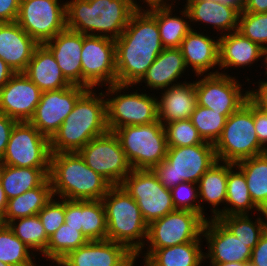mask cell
<instances>
[{
    "label": "cell",
    "mask_w": 267,
    "mask_h": 266,
    "mask_svg": "<svg viewBox=\"0 0 267 266\" xmlns=\"http://www.w3.org/2000/svg\"><path fill=\"white\" fill-rule=\"evenodd\" d=\"M115 41L117 83L136 85L164 50L156 19L147 10H135Z\"/></svg>",
    "instance_id": "6da1fadb"
},
{
    "label": "cell",
    "mask_w": 267,
    "mask_h": 266,
    "mask_svg": "<svg viewBox=\"0 0 267 266\" xmlns=\"http://www.w3.org/2000/svg\"><path fill=\"white\" fill-rule=\"evenodd\" d=\"M98 91V92H97ZM106 99L100 88L87 89L49 139L51 153L78 152L91 139L108 132Z\"/></svg>",
    "instance_id": "7a4b0ae2"
},
{
    "label": "cell",
    "mask_w": 267,
    "mask_h": 266,
    "mask_svg": "<svg viewBox=\"0 0 267 266\" xmlns=\"http://www.w3.org/2000/svg\"><path fill=\"white\" fill-rule=\"evenodd\" d=\"M134 11L132 0H66L67 28L116 40Z\"/></svg>",
    "instance_id": "3957f363"
},
{
    "label": "cell",
    "mask_w": 267,
    "mask_h": 266,
    "mask_svg": "<svg viewBox=\"0 0 267 266\" xmlns=\"http://www.w3.org/2000/svg\"><path fill=\"white\" fill-rule=\"evenodd\" d=\"M48 177L53 195L66 200H101L112 186L78 152L51 153Z\"/></svg>",
    "instance_id": "277c9868"
},
{
    "label": "cell",
    "mask_w": 267,
    "mask_h": 266,
    "mask_svg": "<svg viewBox=\"0 0 267 266\" xmlns=\"http://www.w3.org/2000/svg\"><path fill=\"white\" fill-rule=\"evenodd\" d=\"M101 200L106 213L107 239L124 244L136 255L145 245L148 231L137 202L121 185L111 186Z\"/></svg>",
    "instance_id": "5b68a950"
},
{
    "label": "cell",
    "mask_w": 267,
    "mask_h": 266,
    "mask_svg": "<svg viewBox=\"0 0 267 266\" xmlns=\"http://www.w3.org/2000/svg\"><path fill=\"white\" fill-rule=\"evenodd\" d=\"M134 87L137 90H134ZM104 88L103 94L106 99L107 126L109 131L114 132L116 129L128 125H146L159 121L158 96L146 91L147 88L145 86L141 90L140 87L135 85L116 83ZM143 90L148 93H145Z\"/></svg>",
    "instance_id": "8992f818"
},
{
    "label": "cell",
    "mask_w": 267,
    "mask_h": 266,
    "mask_svg": "<svg viewBox=\"0 0 267 266\" xmlns=\"http://www.w3.org/2000/svg\"><path fill=\"white\" fill-rule=\"evenodd\" d=\"M217 161L214 144L204 142L192 146L168 147L165 159L151 170L165 188L172 189L182 182L197 184Z\"/></svg>",
    "instance_id": "52a82bcc"
},
{
    "label": "cell",
    "mask_w": 267,
    "mask_h": 266,
    "mask_svg": "<svg viewBox=\"0 0 267 266\" xmlns=\"http://www.w3.org/2000/svg\"><path fill=\"white\" fill-rule=\"evenodd\" d=\"M214 148L218 161L233 164L265 153L257 139L253 103L249 99L227 118Z\"/></svg>",
    "instance_id": "ba28073f"
},
{
    "label": "cell",
    "mask_w": 267,
    "mask_h": 266,
    "mask_svg": "<svg viewBox=\"0 0 267 266\" xmlns=\"http://www.w3.org/2000/svg\"><path fill=\"white\" fill-rule=\"evenodd\" d=\"M132 169H152L167 155V139L160 121L128 125L114 131Z\"/></svg>",
    "instance_id": "9c48e42d"
},
{
    "label": "cell",
    "mask_w": 267,
    "mask_h": 266,
    "mask_svg": "<svg viewBox=\"0 0 267 266\" xmlns=\"http://www.w3.org/2000/svg\"><path fill=\"white\" fill-rule=\"evenodd\" d=\"M121 186L137 202L148 225L176 210L170 189L159 182L151 169H132Z\"/></svg>",
    "instance_id": "30bf717a"
},
{
    "label": "cell",
    "mask_w": 267,
    "mask_h": 266,
    "mask_svg": "<svg viewBox=\"0 0 267 266\" xmlns=\"http://www.w3.org/2000/svg\"><path fill=\"white\" fill-rule=\"evenodd\" d=\"M16 22L38 44H44L67 28L63 0H21Z\"/></svg>",
    "instance_id": "8fae6325"
},
{
    "label": "cell",
    "mask_w": 267,
    "mask_h": 266,
    "mask_svg": "<svg viewBox=\"0 0 267 266\" xmlns=\"http://www.w3.org/2000/svg\"><path fill=\"white\" fill-rule=\"evenodd\" d=\"M50 156L49 138L41 134L29 121L17 122L12 129L0 164L50 168Z\"/></svg>",
    "instance_id": "7c38bea8"
},
{
    "label": "cell",
    "mask_w": 267,
    "mask_h": 266,
    "mask_svg": "<svg viewBox=\"0 0 267 266\" xmlns=\"http://www.w3.org/2000/svg\"><path fill=\"white\" fill-rule=\"evenodd\" d=\"M195 91L198 105L212 109L227 118L248 100V90L238 76L222 73L197 75Z\"/></svg>",
    "instance_id": "4fadbf2b"
},
{
    "label": "cell",
    "mask_w": 267,
    "mask_h": 266,
    "mask_svg": "<svg viewBox=\"0 0 267 266\" xmlns=\"http://www.w3.org/2000/svg\"><path fill=\"white\" fill-rule=\"evenodd\" d=\"M78 153L89 168L104 177L112 186L121 185L132 171L114 132L108 131L91 139Z\"/></svg>",
    "instance_id": "5bb4252c"
},
{
    "label": "cell",
    "mask_w": 267,
    "mask_h": 266,
    "mask_svg": "<svg viewBox=\"0 0 267 266\" xmlns=\"http://www.w3.org/2000/svg\"><path fill=\"white\" fill-rule=\"evenodd\" d=\"M206 220L196 212L175 210L148 225L143 248H164L195 240H203Z\"/></svg>",
    "instance_id": "9a60e30c"
},
{
    "label": "cell",
    "mask_w": 267,
    "mask_h": 266,
    "mask_svg": "<svg viewBox=\"0 0 267 266\" xmlns=\"http://www.w3.org/2000/svg\"><path fill=\"white\" fill-rule=\"evenodd\" d=\"M81 67L82 86L87 89L116 84L115 41L108 37L83 34Z\"/></svg>",
    "instance_id": "2e32d148"
},
{
    "label": "cell",
    "mask_w": 267,
    "mask_h": 266,
    "mask_svg": "<svg viewBox=\"0 0 267 266\" xmlns=\"http://www.w3.org/2000/svg\"><path fill=\"white\" fill-rule=\"evenodd\" d=\"M87 90L80 85L41 93L40 102L29 122L49 139L72 112L78 98Z\"/></svg>",
    "instance_id": "e0dca14e"
},
{
    "label": "cell",
    "mask_w": 267,
    "mask_h": 266,
    "mask_svg": "<svg viewBox=\"0 0 267 266\" xmlns=\"http://www.w3.org/2000/svg\"><path fill=\"white\" fill-rule=\"evenodd\" d=\"M202 237L207 246L203 247L205 251L204 262L229 263L250 261L252 249L234 236L218 219L206 220ZM205 248H207V251Z\"/></svg>",
    "instance_id": "ac0fdd59"
},
{
    "label": "cell",
    "mask_w": 267,
    "mask_h": 266,
    "mask_svg": "<svg viewBox=\"0 0 267 266\" xmlns=\"http://www.w3.org/2000/svg\"><path fill=\"white\" fill-rule=\"evenodd\" d=\"M42 91L23 73H15L0 89V113L18 122L29 121Z\"/></svg>",
    "instance_id": "d6986e66"
},
{
    "label": "cell",
    "mask_w": 267,
    "mask_h": 266,
    "mask_svg": "<svg viewBox=\"0 0 267 266\" xmlns=\"http://www.w3.org/2000/svg\"><path fill=\"white\" fill-rule=\"evenodd\" d=\"M135 254L124 244L92 240L69 252L58 263L61 266H125Z\"/></svg>",
    "instance_id": "ffe728a7"
},
{
    "label": "cell",
    "mask_w": 267,
    "mask_h": 266,
    "mask_svg": "<svg viewBox=\"0 0 267 266\" xmlns=\"http://www.w3.org/2000/svg\"><path fill=\"white\" fill-rule=\"evenodd\" d=\"M201 31L191 29L181 42L186 67L194 76L219 73V37Z\"/></svg>",
    "instance_id": "44dd1931"
},
{
    "label": "cell",
    "mask_w": 267,
    "mask_h": 266,
    "mask_svg": "<svg viewBox=\"0 0 267 266\" xmlns=\"http://www.w3.org/2000/svg\"><path fill=\"white\" fill-rule=\"evenodd\" d=\"M182 1H185L182 2L185 3L182 6L189 14L192 29L195 28L196 30L197 27L195 26L202 24L205 26L203 27V31H206L204 29L206 26L209 29L211 27L217 33V36L238 30L240 13L235 8L213 0Z\"/></svg>",
    "instance_id": "7402d4cb"
},
{
    "label": "cell",
    "mask_w": 267,
    "mask_h": 266,
    "mask_svg": "<svg viewBox=\"0 0 267 266\" xmlns=\"http://www.w3.org/2000/svg\"><path fill=\"white\" fill-rule=\"evenodd\" d=\"M264 52L263 48L244 37L239 31L221 35L219 36V70L221 71L219 73L230 75L232 74L228 73L230 69L243 68L244 70L258 61H261L263 66Z\"/></svg>",
    "instance_id": "603a6c76"
},
{
    "label": "cell",
    "mask_w": 267,
    "mask_h": 266,
    "mask_svg": "<svg viewBox=\"0 0 267 266\" xmlns=\"http://www.w3.org/2000/svg\"><path fill=\"white\" fill-rule=\"evenodd\" d=\"M44 45L51 51L64 77L72 85L82 86L83 34L66 28Z\"/></svg>",
    "instance_id": "cb8c5ba5"
},
{
    "label": "cell",
    "mask_w": 267,
    "mask_h": 266,
    "mask_svg": "<svg viewBox=\"0 0 267 266\" xmlns=\"http://www.w3.org/2000/svg\"><path fill=\"white\" fill-rule=\"evenodd\" d=\"M235 166L233 163L215 162L198 181L200 215L205 219H218L223 216L226 202L228 172ZM204 204L210 206L211 214L205 213ZM221 205V207H220ZM220 207V208H219ZM205 210V211H204ZM208 214L210 216H208ZM207 216V217H206Z\"/></svg>",
    "instance_id": "d4e9b609"
},
{
    "label": "cell",
    "mask_w": 267,
    "mask_h": 266,
    "mask_svg": "<svg viewBox=\"0 0 267 266\" xmlns=\"http://www.w3.org/2000/svg\"><path fill=\"white\" fill-rule=\"evenodd\" d=\"M186 71L190 73L180 48H164L135 86H142L145 83L150 92L158 94L161 90L182 83L183 80L180 79Z\"/></svg>",
    "instance_id": "484cf974"
},
{
    "label": "cell",
    "mask_w": 267,
    "mask_h": 266,
    "mask_svg": "<svg viewBox=\"0 0 267 266\" xmlns=\"http://www.w3.org/2000/svg\"><path fill=\"white\" fill-rule=\"evenodd\" d=\"M38 43L15 22L0 23V58L14 73H23Z\"/></svg>",
    "instance_id": "4316f807"
},
{
    "label": "cell",
    "mask_w": 267,
    "mask_h": 266,
    "mask_svg": "<svg viewBox=\"0 0 267 266\" xmlns=\"http://www.w3.org/2000/svg\"><path fill=\"white\" fill-rule=\"evenodd\" d=\"M186 79L159 92L158 119L162 125L191 118L198 105L194 80L190 82Z\"/></svg>",
    "instance_id": "83f0119b"
},
{
    "label": "cell",
    "mask_w": 267,
    "mask_h": 266,
    "mask_svg": "<svg viewBox=\"0 0 267 266\" xmlns=\"http://www.w3.org/2000/svg\"><path fill=\"white\" fill-rule=\"evenodd\" d=\"M202 244L203 240H195L164 248H142L136 256L143 260L142 266H204Z\"/></svg>",
    "instance_id": "f1b7e54d"
},
{
    "label": "cell",
    "mask_w": 267,
    "mask_h": 266,
    "mask_svg": "<svg viewBox=\"0 0 267 266\" xmlns=\"http://www.w3.org/2000/svg\"><path fill=\"white\" fill-rule=\"evenodd\" d=\"M42 92L59 90L72 84L64 77L51 51L38 44L23 72Z\"/></svg>",
    "instance_id": "f546056e"
},
{
    "label": "cell",
    "mask_w": 267,
    "mask_h": 266,
    "mask_svg": "<svg viewBox=\"0 0 267 266\" xmlns=\"http://www.w3.org/2000/svg\"><path fill=\"white\" fill-rule=\"evenodd\" d=\"M147 11L157 21L163 47L180 48L182 40L192 29L187 10L183 7L182 10H179V14L178 9L172 6L155 7ZM175 11H177V13Z\"/></svg>",
    "instance_id": "4dcf8cb0"
},
{
    "label": "cell",
    "mask_w": 267,
    "mask_h": 266,
    "mask_svg": "<svg viewBox=\"0 0 267 266\" xmlns=\"http://www.w3.org/2000/svg\"><path fill=\"white\" fill-rule=\"evenodd\" d=\"M49 172L50 168H28L0 164V181L9 200L40 186L48 178Z\"/></svg>",
    "instance_id": "1f68e13d"
},
{
    "label": "cell",
    "mask_w": 267,
    "mask_h": 266,
    "mask_svg": "<svg viewBox=\"0 0 267 266\" xmlns=\"http://www.w3.org/2000/svg\"><path fill=\"white\" fill-rule=\"evenodd\" d=\"M53 196L52 185L48 177L40 186L9 199L4 214L6 225L17 218L37 215Z\"/></svg>",
    "instance_id": "d6a6232c"
},
{
    "label": "cell",
    "mask_w": 267,
    "mask_h": 266,
    "mask_svg": "<svg viewBox=\"0 0 267 266\" xmlns=\"http://www.w3.org/2000/svg\"><path fill=\"white\" fill-rule=\"evenodd\" d=\"M244 174L253 203L267 212V154L262 153L235 164Z\"/></svg>",
    "instance_id": "836d02e7"
},
{
    "label": "cell",
    "mask_w": 267,
    "mask_h": 266,
    "mask_svg": "<svg viewBox=\"0 0 267 266\" xmlns=\"http://www.w3.org/2000/svg\"><path fill=\"white\" fill-rule=\"evenodd\" d=\"M252 211L255 216L257 214L256 212H261L252 201L244 174L234 166L228 172L226 202L223 208V216L252 215Z\"/></svg>",
    "instance_id": "e575fe53"
},
{
    "label": "cell",
    "mask_w": 267,
    "mask_h": 266,
    "mask_svg": "<svg viewBox=\"0 0 267 266\" xmlns=\"http://www.w3.org/2000/svg\"><path fill=\"white\" fill-rule=\"evenodd\" d=\"M253 216L251 214L226 215L219 217L218 220L246 246L253 249L267 229V212H257V218L254 220H252Z\"/></svg>",
    "instance_id": "d590c367"
},
{
    "label": "cell",
    "mask_w": 267,
    "mask_h": 266,
    "mask_svg": "<svg viewBox=\"0 0 267 266\" xmlns=\"http://www.w3.org/2000/svg\"><path fill=\"white\" fill-rule=\"evenodd\" d=\"M88 241L83 232L64 223L49 237L46 251L40 258H45V261L52 264L58 263L69 252L85 245Z\"/></svg>",
    "instance_id": "8d00e7d4"
},
{
    "label": "cell",
    "mask_w": 267,
    "mask_h": 266,
    "mask_svg": "<svg viewBox=\"0 0 267 266\" xmlns=\"http://www.w3.org/2000/svg\"><path fill=\"white\" fill-rule=\"evenodd\" d=\"M33 253L8 225L0 230V262L10 266H41L36 264L39 258Z\"/></svg>",
    "instance_id": "74e56055"
},
{
    "label": "cell",
    "mask_w": 267,
    "mask_h": 266,
    "mask_svg": "<svg viewBox=\"0 0 267 266\" xmlns=\"http://www.w3.org/2000/svg\"><path fill=\"white\" fill-rule=\"evenodd\" d=\"M8 227L13 233L27 245L34 254L40 256L46 251L49 241L44 226L37 215L17 218L10 221Z\"/></svg>",
    "instance_id": "f35d334b"
},
{
    "label": "cell",
    "mask_w": 267,
    "mask_h": 266,
    "mask_svg": "<svg viewBox=\"0 0 267 266\" xmlns=\"http://www.w3.org/2000/svg\"><path fill=\"white\" fill-rule=\"evenodd\" d=\"M82 232L89 240L107 239V222L102 200L81 201Z\"/></svg>",
    "instance_id": "ab89813d"
},
{
    "label": "cell",
    "mask_w": 267,
    "mask_h": 266,
    "mask_svg": "<svg viewBox=\"0 0 267 266\" xmlns=\"http://www.w3.org/2000/svg\"><path fill=\"white\" fill-rule=\"evenodd\" d=\"M190 119L203 141L215 144L221 136L227 117L197 105Z\"/></svg>",
    "instance_id": "60d3db41"
},
{
    "label": "cell",
    "mask_w": 267,
    "mask_h": 266,
    "mask_svg": "<svg viewBox=\"0 0 267 266\" xmlns=\"http://www.w3.org/2000/svg\"><path fill=\"white\" fill-rule=\"evenodd\" d=\"M168 147H183L203 144L191 119H183L164 124Z\"/></svg>",
    "instance_id": "b9f144b4"
},
{
    "label": "cell",
    "mask_w": 267,
    "mask_h": 266,
    "mask_svg": "<svg viewBox=\"0 0 267 266\" xmlns=\"http://www.w3.org/2000/svg\"><path fill=\"white\" fill-rule=\"evenodd\" d=\"M237 31L267 50V13L240 12Z\"/></svg>",
    "instance_id": "7bdbcfd3"
},
{
    "label": "cell",
    "mask_w": 267,
    "mask_h": 266,
    "mask_svg": "<svg viewBox=\"0 0 267 266\" xmlns=\"http://www.w3.org/2000/svg\"><path fill=\"white\" fill-rule=\"evenodd\" d=\"M172 202L176 210H188L200 214L198 185L182 182L170 189Z\"/></svg>",
    "instance_id": "ee69618b"
},
{
    "label": "cell",
    "mask_w": 267,
    "mask_h": 266,
    "mask_svg": "<svg viewBox=\"0 0 267 266\" xmlns=\"http://www.w3.org/2000/svg\"><path fill=\"white\" fill-rule=\"evenodd\" d=\"M38 216L48 237L65 222V199L53 198L39 211Z\"/></svg>",
    "instance_id": "f6af8a7d"
},
{
    "label": "cell",
    "mask_w": 267,
    "mask_h": 266,
    "mask_svg": "<svg viewBox=\"0 0 267 266\" xmlns=\"http://www.w3.org/2000/svg\"><path fill=\"white\" fill-rule=\"evenodd\" d=\"M65 224L82 232L81 201L65 199Z\"/></svg>",
    "instance_id": "bcb514c9"
},
{
    "label": "cell",
    "mask_w": 267,
    "mask_h": 266,
    "mask_svg": "<svg viewBox=\"0 0 267 266\" xmlns=\"http://www.w3.org/2000/svg\"><path fill=\"white\" fill-rule=\"evenodd\" d=\"M252 84H257L248 90V99L260 110L267 112V81L260 77V80Z\"/></svg>",
    "instance_id": "7dc6e473"
},
{
    "label": "cell",
    "mask_w": 267,
    "mask_h": 266,
    "mask_svg": "<svg viewBox=\"0 0 267 266\" xmlns=\"http://www.w3.org/2000/svg\"><path fill=\"white\" fill-rule=\"evenodd\" d=\"M254 126L259 143L266 149L267 147V112L257 108L253 104Z\"/></svg>",
    "instance_id": "c3c4849f"
},
{
    "label": "cell",
    "mask_w": 267,
    "mask_h": 266,
    "mask_svg": "<svg viewBox=\"0 0 267 266\" xmlns=\"http://www.w3.org/2000/svg\"><path fill=\"white\" fill-rule=\"evenodd\" d=\"M249 263L253 266H267V229L260 236L258 243L252 249Z\"/></svg>",
    "instance_id": "681fc988"
},
{
    "label": "cell",
    "mask_w": 267,
    "mask_h": 266,
    "mask_svg": "<svg viewBox=\"0 0 267 266\" xmlns=\"http://www.w3.org/2000/svg\"><path fill=\"white\" fill-rule=\"evenodd\" d=\"M17 122L15 119L0 113V160L5 153L12 129Z\"/></svg>",
    "instance_id": "f907efd6"
},
{
    "label": "cell",
    "mask_w": 267,
    "mask_h": 266,
    "mask_svg": "<svg viewBox=\"0 0 267 266\" xmlns=\"http://www.w3.org/2000/svg\"><path fill=\"white\" fill-rule=\"evenodd\" d=\"M21 0H0V23L15 22Z\"/></svg>",
    "instance_id": "816d5d0a"
},
{
    "label": "cell",
    "mask_w": 267,
    "mask_h": 266,
    "mask_svg": "<svg viewBox=\"0 0 267 266\" xmlns=\"http://www.w3.org/2000/svg\"><path fill=\"white\" fill-rule=\"evenodd\" d=\"M179 2L180 0H132V4L135 10H148L155 7H179ZM175 3H177L178 5H176Z\"/></svg>",
    "instance_id": "f5cc1de1"
},
{
    "label": "cell",
    "mask_w": 267,
    "mask_h": 266,
    "mask_svg": "<svg viewBox=\"0 0 267 266\" xmlns=\"http://www.w3.org/2000/svg\"><path fill=\"white\" fill-rule=\"evenodd\" d=\"M241 12L267 13V0H244Z\"/></svg>",
    "instance_id": "db71d44e"
},
{
    "label": "cell",
    "mask_w": 267,
    "mask_h": 266,
    "mask_svg": "<svg viewBox=\"0 0 267 266\" xmlns=\"http://www.w3.org/2000/svg\"><path fill=\"white\" fill-rule=\"evenodd\" d=\"M15 73L11 68L0 58V89L10 80Z\"/></svg>",
    "instance_id": "11a10c76"
},
{
    "label": "cell",
    "mask_w": 267,
    "mask_h": 266,
    "mask_svg": "<svg viewBox=\"0 0 267 266\" xmlns=\"http://www.w3.org/2000/svg\"><path fill=\"white\" fill-rule=\"evenodd\" d=\"M235 8L239 13L243 10L244 0H213Z\"/></svg>",
    "instance_id": "9f6ffc18"
},
{
    "label": "cell",
    "mask_w": 267,
    "mask_h": 266,
    "mask_svg": "<svg viewBox=\"0 0 267 266\" xmlns=\"http://www.w3.org/2000/svg\"><path fill=\"white\" fill-rule=\"evenodd\" d=\"M7 202H8V198L6 196V193L4 192L2 183L0 181V213H5L6 208H7Z\"/></svg>",
    "instance_id": "6f0895ef"
},
{
    "label": "cell",
    "mask_w": 267,
    "mask_h": 266,
    "mask_svg": "<svg viewBox=\"0 0 267 266\" xmlns=\"http://www.w3.org/2000/svg\"><path fill=\"white\" fill-rule=\"evenodd\" d=\"M249 262L209 263V266H246Z\"/></svg>",
    "instance_id": "680465c9"
},
{
    "label": "cell",
    "mask_w": 267,
    "mask_h": 266,
    "mask_svg": "<svg viewBox=\"0 0 267 266\" xmlns=\"http://www.w3.org/2000/svg\"><path fill=\"white\" fill-rule=\"evenodd\" d=\"M264 67L265 68H263L264 70H265V75H264V77L266 76V79H264V80H266L267 81V50H265V52H264Z\"/></svg>",
    "instance_id": "91938a15"
},
{
    "label": "cell",
    "mask_w": 267,
    "mask_h": 266,
    "mask_svg": "<svg viewBox=\"0 0 267 266\" xmlns=\"http://www.w3.org/2000/svg\"><path fill=\"white\" fill-rule=\"evenodd\" d=\"M137 259L139 258L135 255L125 266H135L137 264Z\"/></svg>",
    "instance_id": "94428289"
},
{
    "label": "cell",
    "mask_w": 267,
    "mask_h": 266,
    "mask_svg": "<svg viewBox=\"0 0 267 266\" xmlns=\"http://www.w3.org/2000/svg\"><path fill=\"white\" fill-rule=\"evenodd\" d=\"M4 214L5 213H0V230L6 225L4 221Z\"/></svg>",
    "instance_id": "6125c7cd"
},
{
    "label": "cell",
    "mask_w": 267,
    "mask_h": 266,
    "mask_svg": "<svg viewBox=\"0 0 267 266\" xmlns=\"http://www.w3.org/2000/svg\"><path fill=\"white\" fill-rule=\"evenodd\" d=\"M0 266H10V265L0 262Z\"/></svg>",
    "instance_id": "be15d7a7"
},
{
    "label": "cell",
    "mask_w": 267,
    "mask_h": 266,
    "mask_svg": "<svg viewBox=\"0 0 267 266\" xmlns=\"http://www.w3.org/2000/svg\"><path fill=\"white\" fill-rule=\"evenodd\" d=\"M56 265H54V264H51V266L53 265V266H61L59 263H55Z\"/></svg>",
    "instance_id": "e7e4bbea"
}]
</instances>
